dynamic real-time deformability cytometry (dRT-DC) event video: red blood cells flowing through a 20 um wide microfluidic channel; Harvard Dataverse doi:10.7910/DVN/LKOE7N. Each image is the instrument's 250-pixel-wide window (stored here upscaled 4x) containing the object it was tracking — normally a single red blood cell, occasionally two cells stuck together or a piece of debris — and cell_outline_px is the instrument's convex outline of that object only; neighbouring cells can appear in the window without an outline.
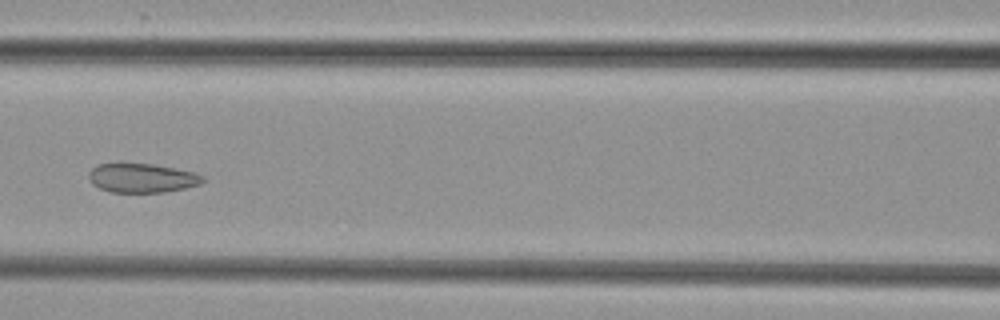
{"species": "common noctule bat (a hibernating species)", "species_latin": "Nyctalus noctula", "temperature_condition": "cold", "stored_images_in_passage": 5, "camera_frame_rate_fps": 3000, "um_per_image_px": 0.085, "animal": {"sex": "female", "body_mass_g": 29.2, "forearm_length_mm": 56.3}, "frame": {"image": 1, "passage_image": 5, "time_ms": 4.667, "image_size_px": [1000, 320], "cell_outline_px": [[204, 180], [200, 184], [184, 188], [164, 192], [112, 192], [100, 188], [92, 184], [88, 180], [88, 172], [96, 164], [120, 160], [152, 164], [176, 168], [196, 172], [204, 176]], "centroid_in_image_um": [12.0, 15.07], "position_along_channel_um": 154.6, "area_um2": 20.17}}